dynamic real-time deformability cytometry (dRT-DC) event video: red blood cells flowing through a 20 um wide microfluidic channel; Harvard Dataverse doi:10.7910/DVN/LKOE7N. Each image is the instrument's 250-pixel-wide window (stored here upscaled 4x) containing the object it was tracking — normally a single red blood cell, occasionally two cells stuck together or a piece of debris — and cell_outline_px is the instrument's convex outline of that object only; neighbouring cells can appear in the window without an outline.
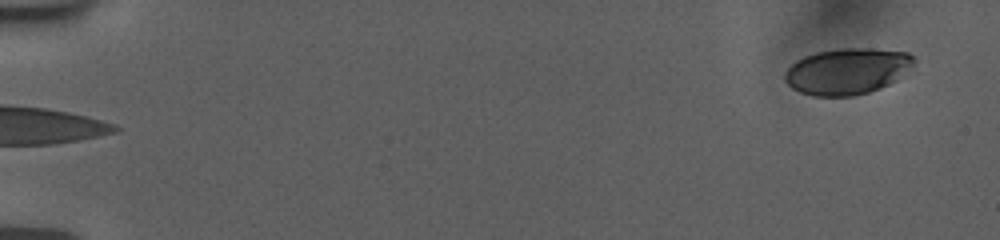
{"species": "human", "species_latin": "Homo sapiens", "temperature_condition": "room temperature", "stored_images_in_passage": 15, "camera_frame_rate_fps": 3000, "um_per_image_px": 0.085, "donor": {"sex": "female"}, "frame": {"image": 1, "passage_image": 1, "time_ms": 0.0, "image_size_px": [1000, 240], "cell_outline_px": [[916, 60], [896, 80], [880, 88], [868, 92], [852, 96], [812, 96], [800, 92], [792, 88], [784, 80], [784, 72], [796, 60], [804, 56], [816, 52], [840, 48], [872, 48], [908, 52]], "centroid_in_image_um": [71.97, 6.05], "position_along_channel_um": 13.0, "area_um2": 34.68}}
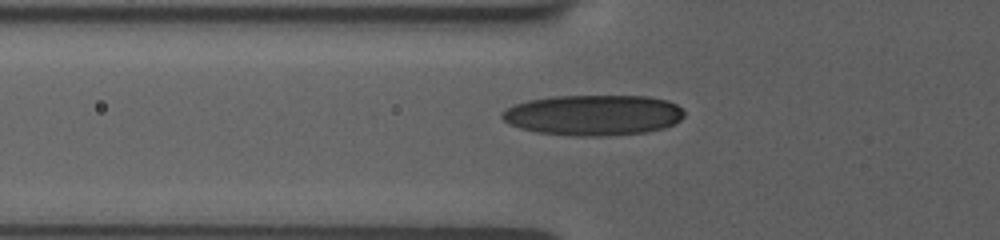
{"frame": {"image": 2, "passage_image": 12, "time_ms": 6.0, "image_size_px": [1000, 240], "cell_outline_px": [[684, 116], [680, 120], [672, 124], [660, 128], [644, 132], [596, 136], [588, 136], [540, 132], [520, 128], [504, 120], [500, 116], [512, 104], [528, 100], [552, 96], [648, 96], [668, 100], [676, 104], [684, 112]], "centroid_in_image_um": [50.44, 9.76], "position_along_channel_um": 75.4, "area_um2": 42.54}}
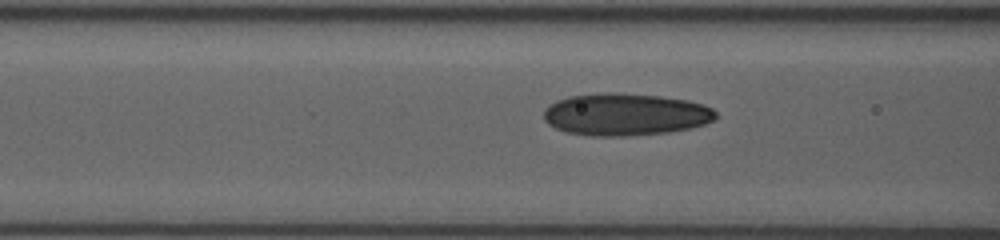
{"frame": {"image": 3, "passage_image": 15, "time_ms": 7.0, "image_size_px": [1000, 240], "cell_outline_px": [[716, 116], [712, 120], [704, 124], [688, 128], [664, 132], [620, 136], [596, 136], [568, 132], [556, 128], [544, 120], [544, 108], [548, 104], [556, 100], [568, 96], [604, 92], [620, 92], [660, 96], [688, 100], [704, 104], [712, 108], [716, 112]], "centroid_in_image_um": [53.12, 9.7], "position_along_channel_um": 113.5, "area_um2": 42.25}}